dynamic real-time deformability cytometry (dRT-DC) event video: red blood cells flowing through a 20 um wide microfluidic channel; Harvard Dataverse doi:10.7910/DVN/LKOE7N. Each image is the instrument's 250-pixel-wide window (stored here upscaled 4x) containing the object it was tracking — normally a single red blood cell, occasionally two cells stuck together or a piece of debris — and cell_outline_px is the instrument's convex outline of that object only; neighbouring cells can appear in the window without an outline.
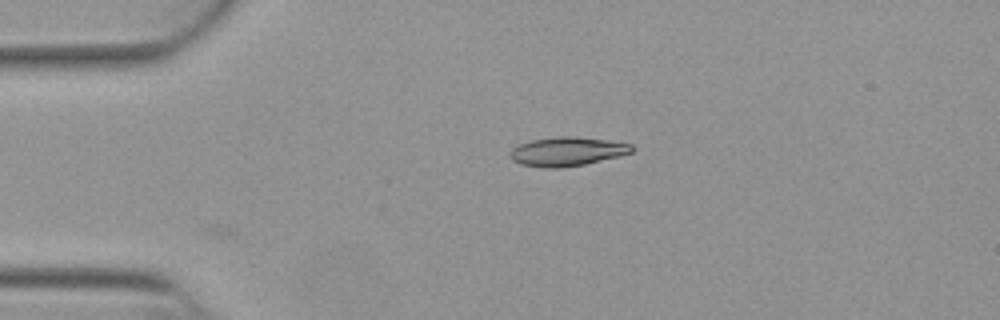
{"species": "Egyptian fruit bat (a non-hibernating species)", "species_latin": "Rousettus aegyptiacus", "temperature_condition": "warm", "stored_images_in_passage": 43, "camera_frame_rate_fps": 3000, "um_per_image_px": 0.085, "animal": {"sex": "female"}, "frame": {"image": 1, "passage_image": 2, "time_ms": 0.333, "image_size_px": [1000, 320], "cell_outline_px": [[636, 148], [632, 152], [620, 156], [584, 164], [560, 168], [544, 168], [520, 164], [512, 160], [508, 156], [508, 152], [512, 148], [520, 144], [532, 140], [556, 136], [572, 136], [608, 140], [632, 144]], "centroid_in_image_um": [48.19, 12.88], "position_along_channel_um": 36.8, "area_um2": 20.75}}
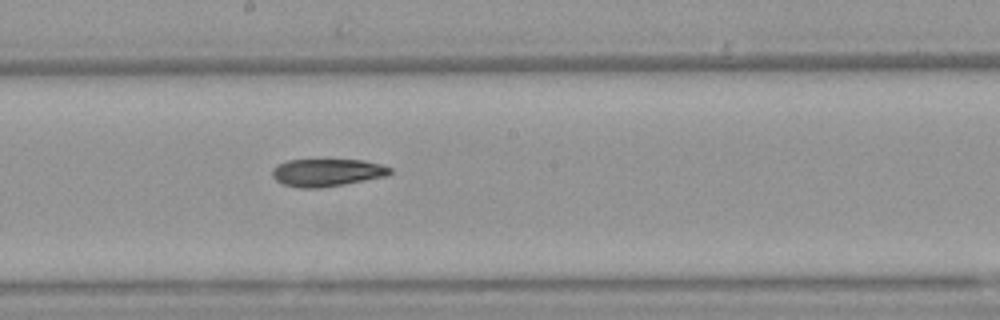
{"frame": {"image": 2, "passage_image": 19, "time_ms": 6.0, "image_size_px": [1000, 320], "cell_outline_px": [[392, 172], [388, 176], [344, 184], [320, 188], [300, 188], [284, 184], [276, 180], [272, 176], [272, 168], [276, 164], [288, 160], [364, 160], [380, 164], [392, 168]], "centroid_in_image_um": [27.8, 14.66], "position_along_channel_um": 220.4, "area_um2": 19.02}}
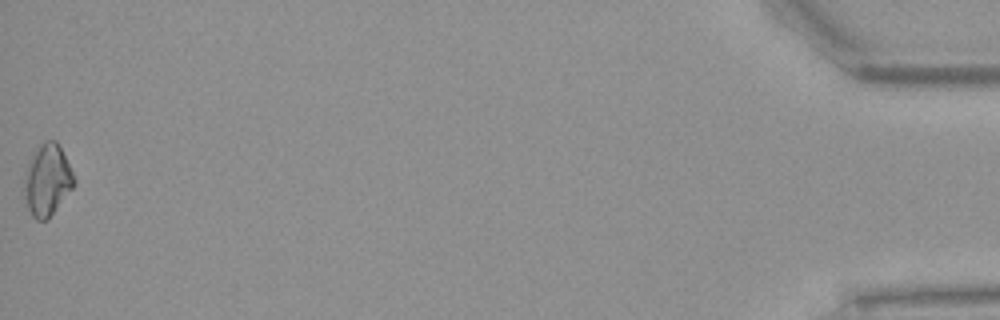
{"frame": {"image": 3, "passage_image": 43, "time_ms": 14.0, "image_size_px": [1000, 320], "cell_outline_px": [[76, 184], [48, 220], [36, 220], [32, 216], [28, 208], [24, 192], [24, 180], [28, 160], [32, 152], [44, 140], [56, 140], [76, 180]], "centroid_in_image_um": [4.01, 15.31], "position_along_channel_um": 431.2, "area_um2": 20.81}, "authors_computed_cell_mechanics": {"area_um2": 19.4786, "velocity_mm_per_s": 3.8764, "shape_relaxation_time_tau1_ms": null, "shape_relaxation_time_tau2_ms": 6.6431, "deformation_change_tau1": null, "deformation_change_tau2": 0.1404}}